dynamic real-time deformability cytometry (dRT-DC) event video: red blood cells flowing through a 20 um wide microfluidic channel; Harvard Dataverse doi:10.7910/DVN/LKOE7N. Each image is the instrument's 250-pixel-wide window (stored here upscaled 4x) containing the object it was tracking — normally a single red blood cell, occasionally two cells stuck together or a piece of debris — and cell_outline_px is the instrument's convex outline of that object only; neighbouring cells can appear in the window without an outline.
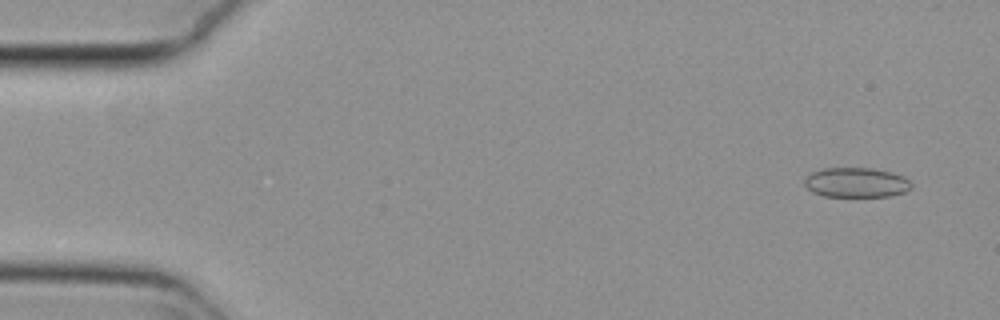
{"species": "common noctule bat (a hibernating species)", "species_latin": "Nyctalus noctula", "temperature_condition": "cold", "stored_images_in_passage": 47, "camera_frame_rate_fps": 3000, "um_per_image_px": 0.085, "animal": {"sex": "female", "body_mass_g": 29.2, "forearm_length_mm": 56.3}, "frame": {"image": 1, "passage_image": 4, "time_ms": 1.0, "image_size_px": [1000, 320], "cell_outline_px": [[912, 188], [904, 192], [888, 196], [824, 196], [812, 192], [804, 184], [804, 180], [812, 172], [820, 168], [872, 168], [892, 172], [904, 176], [912, 184]], "centroid_in_image_um": [72.78, 15.5], "position_along_channel_um": 12.2, "area_um2": 18.55}}
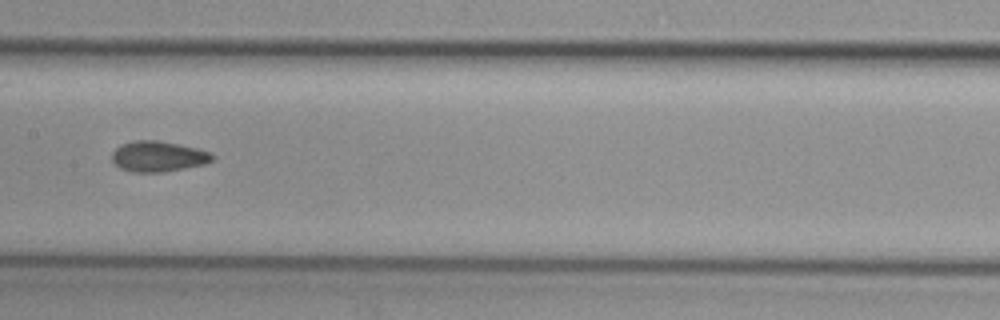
{"frame": {"image": 2, "passage_image": 28, "time_ms": 9.0, "image_size_px": [1000, 320], "cell_outline_px": [[216, 156], [212, 160], [204, 164], [164, 172], [132, 172], [120, 168], [112, 160], [112, 152], [120, 144], [136, 140], [156, 140], [196, 148], [212, 152]], "centroid_in_image_um": [13.44, 13.29], "position_along_channel_um": 194.0, "area_um2": 17.86}}
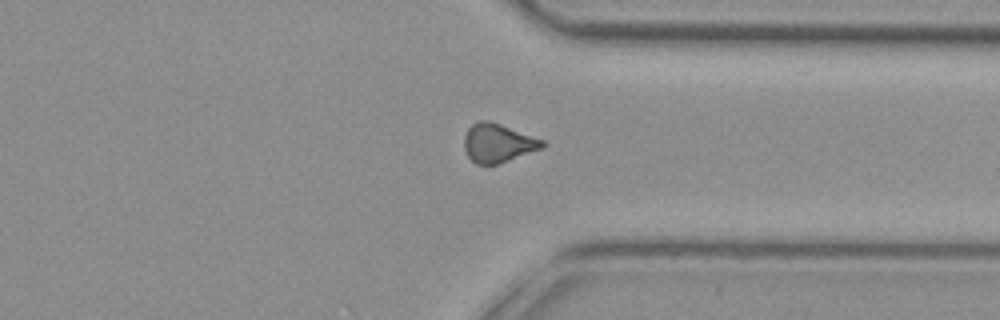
{"frame": {"image": 3, "passage_image": 42, "time_ms": 13.667, "image_size_px": [1000, 320], "cell_outline_px": [[544, 144], [540, 148], [508, 160], [496, 164], [476, 164], [468, 156], [464, 148], [464, 136], [468, 128], [472, 124], [480, 120], [488, 120], [500, 124], [544, 140]], "centroid_in_image_um": [42.27, 12.14], "position_along_channel_um": 369.1, "area_um2": 17.22}, "authors_computed_cell_mechanics": {"area_um2": 17.9758, "velocity_mm_per_s": 3.7791, "shape_relaxation_time_tau1_ms": null, "shape_relaxation_time_tau2_ms": 2.0282, "deformation_change_tau1": null, "deformation_change_tau2": 0.0676}}